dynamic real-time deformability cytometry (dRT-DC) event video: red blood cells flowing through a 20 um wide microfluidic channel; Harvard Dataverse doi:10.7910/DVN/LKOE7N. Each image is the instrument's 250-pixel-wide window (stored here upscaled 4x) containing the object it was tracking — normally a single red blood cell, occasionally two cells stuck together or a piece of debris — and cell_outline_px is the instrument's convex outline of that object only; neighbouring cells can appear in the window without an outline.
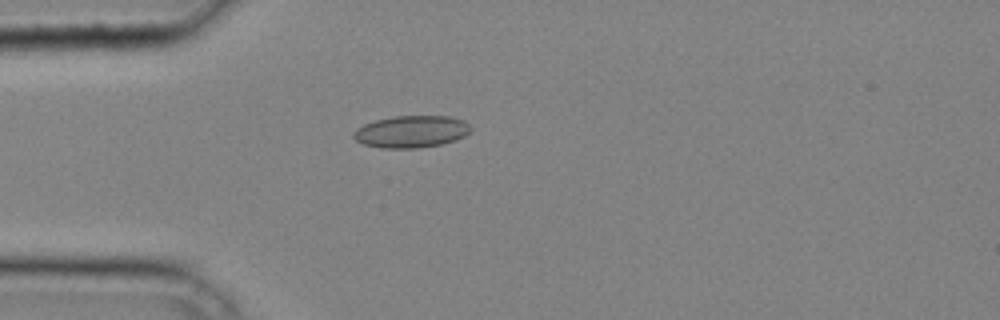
{"species": "common noctule bat (a hibernating species)", "species_latin": "Nyctalus noctula", "temperature_condition": "cold", "stored_images_in_passage": 12, "camera_frame_rate_fps": 3000, "um_per_image_px": 0.085, "animal": {"sex": "male", "body_mass_g": 20.4}, "frame": {"image": 1, "passage_image": 2, "time_ms": 0.333, "image_size_px": [1000, 320], "cell_outline_px": [[472, 128], [464, 136], [456, 140], [440, 144], [416, 148], [380, 148], [364, 144], [356, 140], [352, 136], [352, 132], [356, 128], [364, 124], [376, 120], [396, 116], [448, 116], [464, 120]], "centroid_in_image_um": [34.94, 11.19], "position_along_channel_um": 50.1, "area_um2": 21.85}}
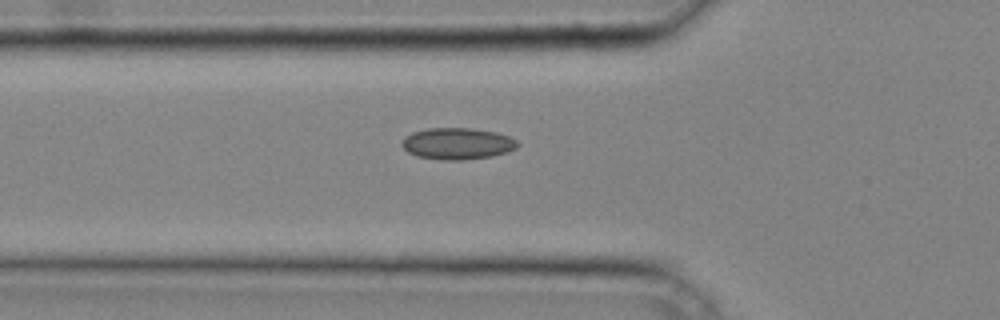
{"frame": {"image": 2, "passage_image": 5, "time_ms": 1.333, "image_size_px": [1000, 320], "cell_outline_px": [[520, 144], [516, 148], [508, 152], [492, 156], [460, 160], [440, 160], [416, 156], [408, 152], [400, 144], [404, 136], [412, 132], [428, 128], [472, 128], [496, 132], [508, 136], [516, 140]], "centroid_in_image_um": [38.86, 12.2], "position_along_channel_um": 86.9, "area_um2": 21.44}}